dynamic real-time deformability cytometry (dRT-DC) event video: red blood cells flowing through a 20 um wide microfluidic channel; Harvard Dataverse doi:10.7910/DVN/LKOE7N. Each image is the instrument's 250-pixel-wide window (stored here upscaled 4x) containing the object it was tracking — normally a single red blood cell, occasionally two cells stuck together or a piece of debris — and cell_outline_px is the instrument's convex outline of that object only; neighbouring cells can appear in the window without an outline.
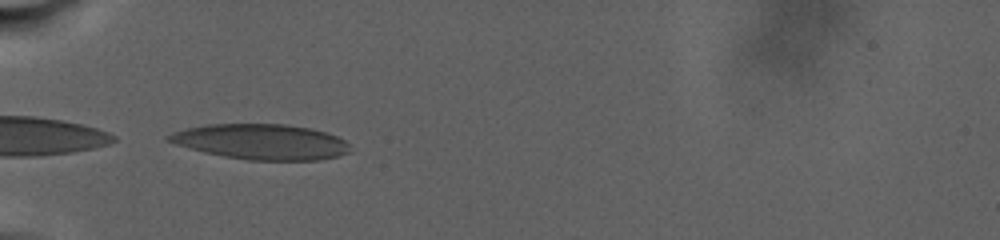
{"species": "human", "species_latin": "Homo sapiens", "temperature_condition": "warm", "stored_images_in_passage": 64, "camera_frame_rate_fps": 3000, "um_per_image_px": 0.085, "donor": {"sex": "male"}, "frame": {"image": 1, "passage_image": 1, "time_ms": 0.0, "image_size_px": [1000, 240], "cell_outline_px": [[348, 152], [340, 156], [320, 160], [248, 160], [224, 156], [204, 152], [176, 144], [164, 140], [164, 136], [172, 132], [204, 124], [284, 124], [308, 128], [324, 132], [336, 136], [344, 140], [348, 144]], "centroid_in_image_um": [22.15, 12.05], "position_along_channel_um": 62.8, "area_um2": 37.28}}
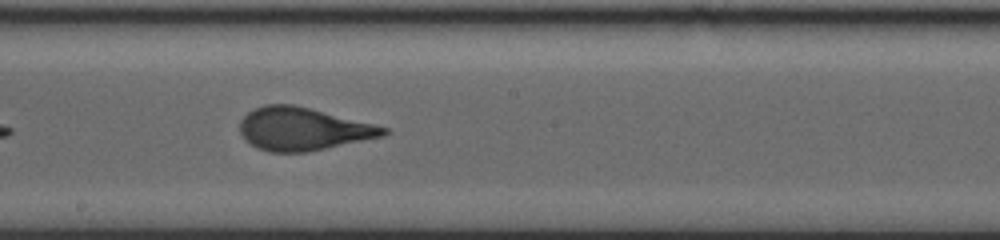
{"frame": {"image": 2, "passage_image": 26, "time_ms": 7.0, "image_size_px": [1000, 240], "cell_outline_px": [[388, 132], [384, 136], [308, 152], [268, 152], [256, 148], [244, 140], [240, 132], [240, 120], [252, 108], [264, 104], [292, 104], [388, 128]], "centroid_in_image_um": [25.68, 10.97], "position_along_channel_um": 222.5, "area_um2": 35.72}}
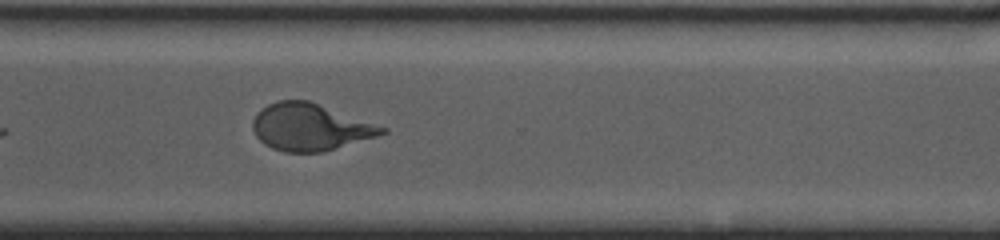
{"frame": {"image": 3, "passage_image": 46, "time_ms": 12.0, "image_size_px": [1000, 240], "cell_outline_px": [[388, 132], [376, 136], [320, 152], [284, 152], [272, 148], [264, 144], [256, 136], [252, 128], [252, 120], [256, 112], [260, 108], [276, 100], [308, 100], [388, 128]], "centroid_in_image_um": [26.3, 10.79], "position_along_channel_um": 344.3, "area_um2": 35.2}, "authors_computed_cell_mechanics": {"area_um2": 35.8938, "velocity_mm_per_s": 2.4423, "shape_relaxation_time_tau1_ms": 7.3055, "shape_relaxation_time_tau2_ms": 1.2006, "deformation_change_tau1": 0.225, "deformation_change_tau2": 0.0917}}